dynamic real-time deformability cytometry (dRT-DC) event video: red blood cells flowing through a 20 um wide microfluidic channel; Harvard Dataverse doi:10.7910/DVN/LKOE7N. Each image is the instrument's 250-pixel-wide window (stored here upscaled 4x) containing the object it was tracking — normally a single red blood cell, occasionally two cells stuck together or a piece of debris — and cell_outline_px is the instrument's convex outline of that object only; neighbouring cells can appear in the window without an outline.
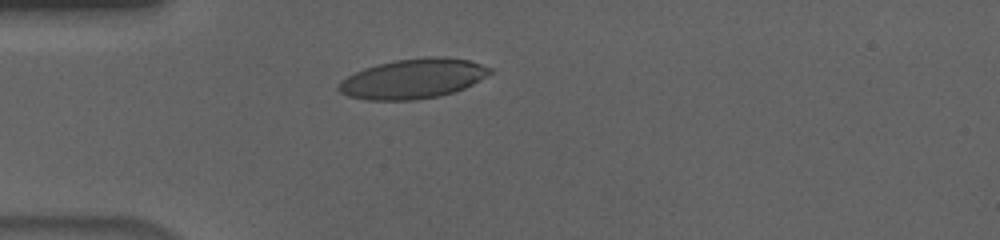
{"species": "human", "species_latin": "Homo sapiens", "temperature_condition": "cold", "stored_images_in_passage": 42, "camera_frame_rate_fps": 3000, "um_per_image_px": 0.085, "donor": {"sex": "male"}, "frame": {"image": 1, "passage_image": 2, "time_ms": 0.333, "image_size_px": [1000, 240], "cell_outline_px": [[492, 72], [480, 80], [464, 88], [440, 96], [416, 100], [368, 100], [348, 96], [340, 92], [336, 88], [336, 84], [340, 80], [364, 68], [376, 64], [396, 60], [428, 56], [444, 56], [468, 60], [492, 68]], "centroid_in_image_um": [35.08, 6.69], "position_along_channel_um": 49.9, "area_um2": 35.2}}
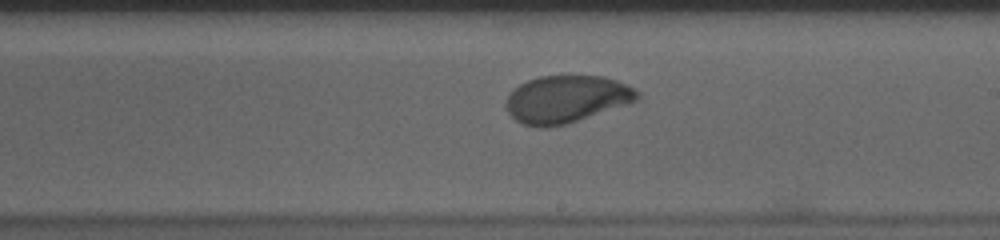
{"frame": {"image": 2, "passage_image": 19, "time_ms": 6.0, "image_size_px": [1000, 240], "cell_outline_px": [[640, 100], [628, 104], [564, 124], [548, 128], [536, 128], [520, 124], [508, 112], [504, 104], [512, 88], [528, 80], [540, 76], [604, 76], [616, 80], [636, 88], [640, 92]], "centroid_in_image_um": [48.13, 8.43], "position_along_channel_um": 240.9, "area_um2": 36.47}}
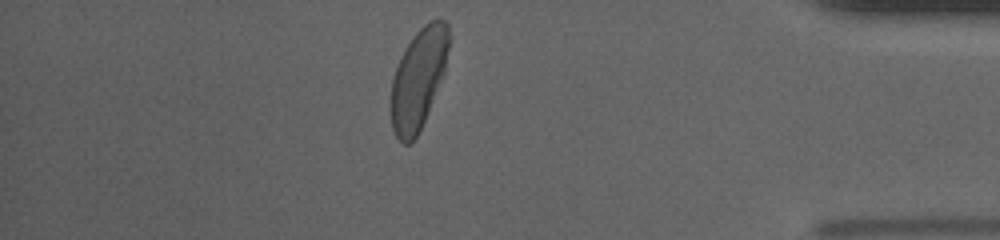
{"frame": {"image": 3, "passage_image": 35, "time_ms": 11.333, "image_size_px": [1000, 240], "cell_outline_px": [[448, 48], [444, 72], [424, 120], [416, 136], [408, 144], [404, 144], [396, 136], [392, 128], [392, 80], [396, 68], [408, 44], [416, 32], [424, 24], [432, 20], [444, 20], [448, 24]], "centroid_in_image_um": [35.57, 6.68], "position_along_channel_um": 399.6, "area_um2": 32.71}, "authors_computed_cell_mechanics": {"area_um2": 36.0672, "velocity_mm_per_s": 3.6267, "shape_relaxation_time_tau1_ms": 3.7066, "shape_relaxation_time_tau2_ms": null, "deformation_change_tau1": 0.1644, "deformation_change_tau2": null}}